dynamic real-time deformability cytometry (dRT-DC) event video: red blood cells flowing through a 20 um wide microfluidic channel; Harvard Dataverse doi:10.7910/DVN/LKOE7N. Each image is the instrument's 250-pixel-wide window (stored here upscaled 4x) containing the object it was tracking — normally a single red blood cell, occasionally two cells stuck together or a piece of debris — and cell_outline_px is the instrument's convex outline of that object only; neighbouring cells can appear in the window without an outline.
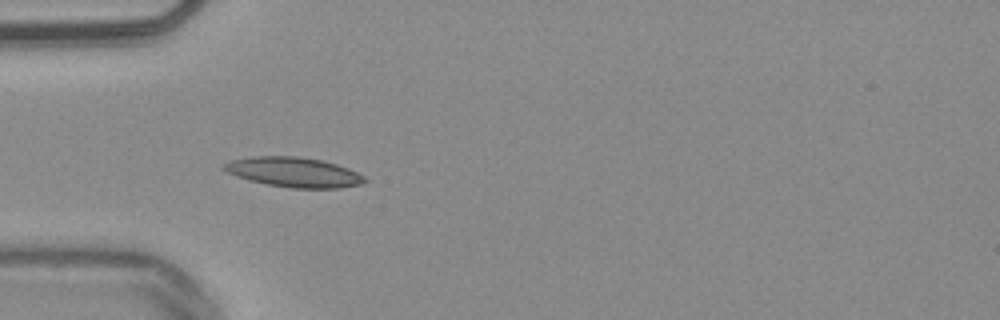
{"species": "common noctule bat (a hibernating species)", "species_latin": "Nyctalus noctula", "temperature_condition": "warm", "stored_images_in_passage": 2, "camera_frame_rate_fps": 3000, "um_per_image_px": 0.085, "animal": {"sex": "male", "body_mass_g": 20.4}, "frame": {"image": 1, "passage_image": 1, "time_ms": 0.0, "image_size_px": [1000, 320], "cell_outline_px": [[136, 264], [36, 264], [36, 260], [52, 244], [108, 244]], "centroid_in_image_um": [7.01, 21.67], "position_along_channel_um": 78.0, "area_um2": 11.5}}